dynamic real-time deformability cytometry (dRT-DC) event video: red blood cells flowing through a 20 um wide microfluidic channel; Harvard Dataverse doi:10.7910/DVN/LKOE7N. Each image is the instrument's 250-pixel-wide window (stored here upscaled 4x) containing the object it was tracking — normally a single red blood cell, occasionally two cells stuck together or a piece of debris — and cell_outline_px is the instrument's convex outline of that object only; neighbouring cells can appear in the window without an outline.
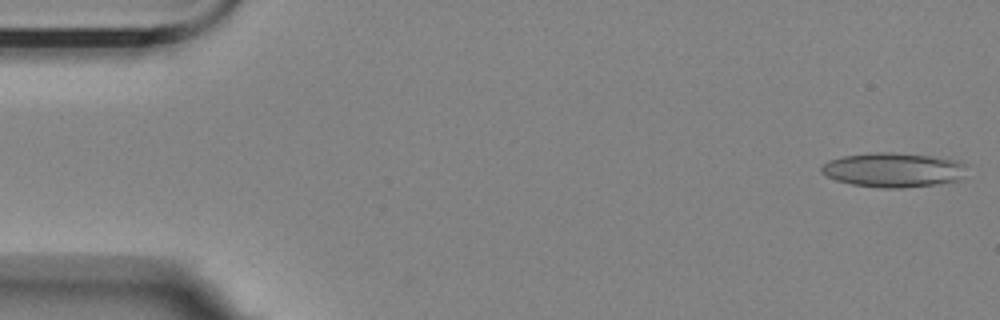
{"species": "Egyptian fruit bat (a non-hibernating species)", "species_latin": "Rousettus aegyptiacus", "temperature_condition": "room temperature", "stored_images_in_passage": 28, "camera_frame_rate_fps": 3000, "um_per_image_px": 0.085, "animal": {"sex": "female"}, "frame": {"image": 1, "passage_image": 1, "time_ms": 0.0, "image_size_px": [1000, 320], "cell_outline_px": [[968, 164], [956, 180], [936, 184], [900, 188], [884, 188], [852, 184], [836, 180], [820, 172], [820, 168], [828, 160], [844, 156], [876, 152], [892, 152], [932, 156], [956, 160]], "centroid_in_image_um": [75.89, 14.43], "position_along_channel_um": 9.1, "area_um2": 28.84}}
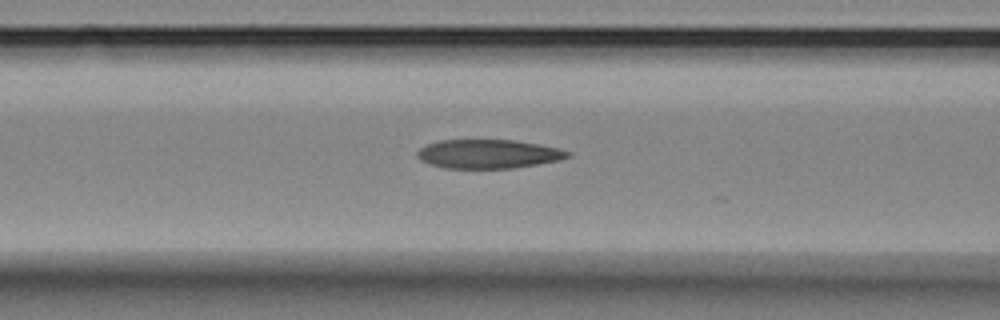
{"frame": {"image": 2, "passage_image": 21, "time_ms": 6.667, "image_size_px": [1000, 320], "cell_outline_px": [[572, 152], [568, 156], [560, 160], [512, 168], [444, 168], [420, 160], [416, 156], [416, 152], [420, 148], [428, 144], [440, 140], [516, 140], [556, 148]], "centroid_in_image_um": [41.47, 13.08], "position_along_channel_um": 125.1, "area_um2": 25.09}}
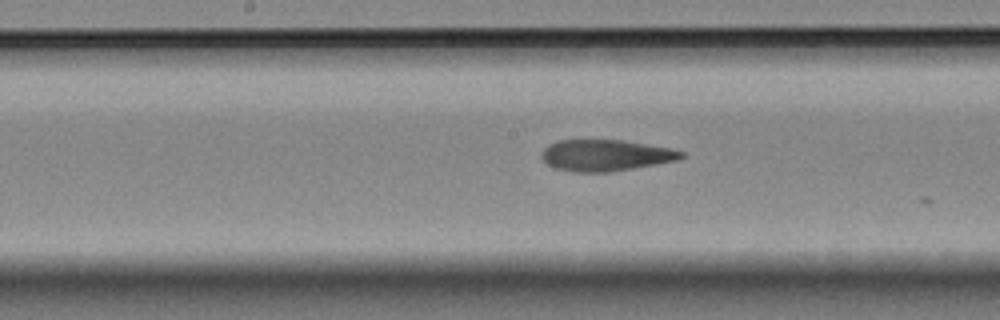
{"frame": {"image": 3, "passage_image": 27, "time_ms": 8.667, "image_size_px": [1000, 320], "cell_outline_px": [[684, 156], [676, 160], [632, 168], [608, 172], [572, 172], [556, 168], [548, 164], [540, 156], [540, 152], [548, 144], [560, 140], [624, 140], [672, 148], [684, 152]], "centroid_in_image_um": [51.45, 13.19], "position_along_channel_um": 196.8, "area_um2": 25.43}}